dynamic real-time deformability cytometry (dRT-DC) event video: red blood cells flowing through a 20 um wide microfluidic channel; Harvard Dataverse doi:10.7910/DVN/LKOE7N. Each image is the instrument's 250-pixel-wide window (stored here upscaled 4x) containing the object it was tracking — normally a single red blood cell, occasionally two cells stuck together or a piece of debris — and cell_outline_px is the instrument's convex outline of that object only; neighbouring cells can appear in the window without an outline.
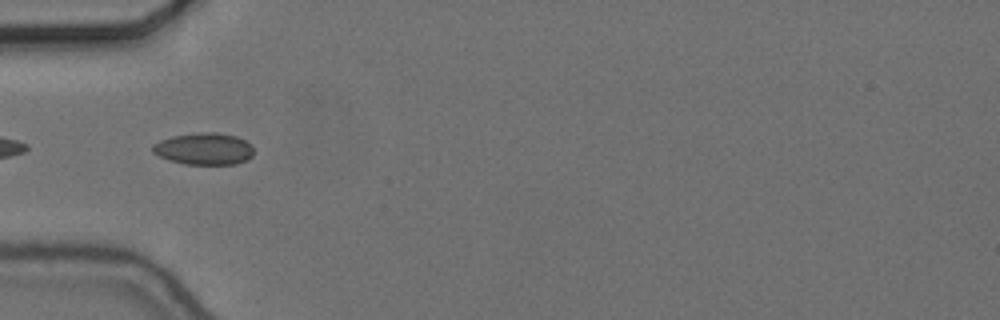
{"species": "common noctule bat (a hibernating species)", "species_latin": "Nyctalus noctula", "temperature_condition": "cold", "stored_images_in_passage": 10, "camera_frame_rate_fps": 3000, "um_per_image_px": 0.085, "animal": {"sex": "female", "body_mass_g": 24.6, "forearm_length_mm": 56.2}, "frame": {"image": 1, "passage_image": 7, "time_ms": 2.0, "image_size_px": [1000, 320], "cell_outline_px": [[252, 156], [248, 160], [236, 164], [184, 164], [168, 160], [152, 152], [152, 144], [160, 140], [172, 136], [200, 132], [216, 132], [236, 136], [252, 144]], "centroid_in_image_um": [17.34, 12.65], "position_along_channel_um": 67.7, "area_um2": 18.9}}